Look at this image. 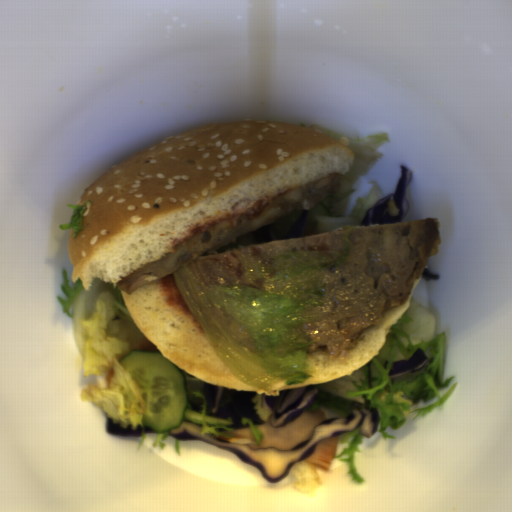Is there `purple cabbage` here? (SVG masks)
Returning <instances> with one entry per match:
<instances>
[{"instance_id": "8", "label": "purple cabbage", "mask_w": 512, "mask_h": 512, "mask_svg": "<svg viewBox=\"0 0 512 512\" xmlns=\"http://www.w3.org/2000/svg\"><path fill=\"white\" fill-rule=\"evenodd\" d=\"M274 236L269 228V226H265L262 229L252 232L251 244H258L263 242L274 241Z\"/></svg>"}, {"instance_id": "9", "label": "purple cabbage", "mask_w": 512, "mask_h": 512, "mask_svg": "<svg viewBox=\"0 0 512 512\" xmlns=\"http://www.w3.org/2000/svg\"><path fill=\"white\" fill-rule=\"evenodd\" d=\"M425 281L429 280H439L440 276L438 274H433L426 266L424 268V272L421 275Z\"/></svg>"}, {"instance_id": "4", "label": "purple cabbage", "mask_w": 512, "mask_h": 512, "mask_svg": "<svg viewBox=\"0 0 512 512\" xmlns=\"http://www.w3.org/2000/svg\"><path fill=\"white\" fill-rule=\"evenodd\" d=\"M318 392V383L279 390L278 395L262 393L263 405L271 411L270 425L285 427L296 420L311 404Z\"/></svg>"}, {"instance_id": "10", "label": "purple cabbage", "mask_w": 512, "mask_h": 512, "mask_svg": "<svg viewBox=\"0 0 512 512\" xmlns=\"http://www.w3.org/2000/svg\"><path fill=\"white\" fill-rule=\"evenodd\" d=\"M144 429H145V434H152V433H156L154 430H152L151 428H149L148 426H144Z\"/></svg>"}, {"instance_id": "7", "label": "purple cabbage", "mask_w": 512, "mask_h": 512, "mask_svg": "<svg viewBox=\"0 0 512 512\" xmlns=\"http://www.w3.org/2000/svg\"><path fill=\"white\" fill-rule=\"evenodd\" d=\"M308 213L309 211L301 213V215L298 217L295 224L293 225L291 231L289 232L288 236L284 239L302 238L304 224Z\"/></svg>"}, {"instance_id": "6", "label": "purple cabbage", "mask_w": 512, "mask_h": 512, "mask_svg": "<svg viewBox=\"0 0 512 512\" xmlns=\"http://www.w3.org/2000/svg\"><path fill=\"white\" fill-rule=\"evenodd\" d=\"M105 429L107 435L134 438H141L142 436V426L139 425L136 428H132V424H129L127 427H122L120 423H114L110 417L107 418Z\"/></svg>"}, {"instance_id": "5", "label": "purple cabbage", "mask_w": 512, "mask_h": 512, "mask_svg": "<svg viewBox=\"0 0 512 512\" xmlns=\"http://www.w3.org/2000/svg\"><path fill=\"white\" fill-rule=\"evenodd\" d=\"M429 358L423 349H416L405 360H394L390 366L388 375L391 379L403 377L407 373H418L428 364Z\"/></svg>"}, {"instance_id": "1", "label": "purple cabbage", "mask_w": 512, "mask_h": 512, "mask_svg": "<svg viewBox=\"0 0 512 512\" xmlns=\"http://www.w3.org/2000/svg\"><path fill=\"white\" fill-rule=\"evenodd\" d=\"M379 422L380 411L372 406L370 400H367L366 404L357 402L352 405L347 417L331 418L321 422L314 427L309 439L297 444L291 450H280L274 447L254 448L246 443H230L212 434L202 435L201 426L190 420H183L177 428L168 430V433L178 441H202L230 450L246 465L259 469L261 476L270 483H276L282 480L295 464L307 459L320 441L357 428L359 435L370 439L376 432Z\"/></svg>"}, {"instance_id": "2", "label": "purple cabbage", "mask_w": 512, "mask_h": 512, "mask_svg": "<svg viewBox=\"0 0 512 512\" xmlns=\"http://www.w3.org/2000/svg\"><path fill=\"white\" fill-rule=\"evenodd\" d=\"M256 391L232 389L204 382L203 397L206 414L226 419L230 422L227 427L237 430L248 428V423L243 424L242 419L252 421L254 425L263 424L254 408L253 398Z\"/></svg>"}, {"instance_id": "3", "label": "purple cabbage", "mask_w": 512, "mask_h": 512, "mask_svg": "<svg viewBox=\"0 0 512 512\" xmlns=\"http://www.w3.org/2000/svg\"><path fill=\"white\" fill-rule=\"evenodd\" d=\"M401 176L397 182L393 194L380 198L371 209H367L364 218L359 222V227L402 224L407 215L410 204L406 198V188L413 178V172L407 166L401 164Z\"/></svg>"}]
</instances>
